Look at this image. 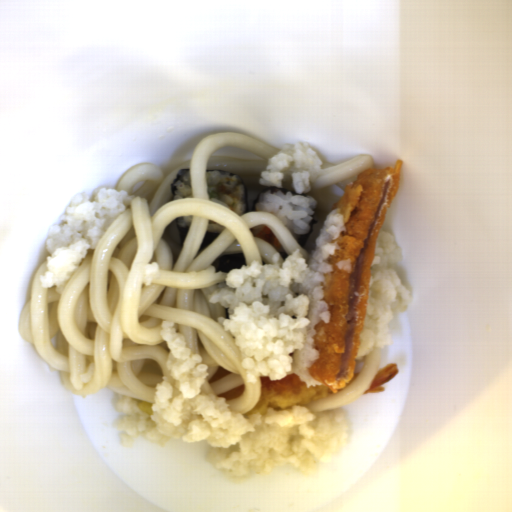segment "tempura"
<instances>
[{
	"label": "tempura",
	"mask_w": 512,
	"mask_h": 512,
	"mask_svg": "<svg viewBox=\"0 0 512 512\" xmlns=\"http://www.w3.org/2000/svg\"><path fill=\"white\" fill-rule=\"evenodd\" d=\"M359 372H353V378L343 388L334 393L327 385L305 386L297 375L289 374L282 379L271 380L268 375L259 377L261 390L253 409L242 416L265 415L270 409L292 410L293 406H307L326 397L338 394L347 388Z\"/></svg>",
	"instance_id": "1"
},
{
	"label": "tempura",
	"mask_w": 512,
	"mask_h": 512,
	"mask_svg": "<svg viewBox=\"0 0 512 512\" xmlns=\"http://www.w3.org/2000/svg\"><path fill=\"white\" fill-rule=\"evenodd\" d=\"M398 372L399 369L397 363L386 364L376 372L371 384L363 394L383 393L385 391L384 384L391 381Z\"/></svg>",
	"instance_id": "2"
},
{
	"label": "tempura",
	"mask_w": 512,
	"mask_h": 512,
	"mask_svg": "<svg viewBox=\"0 0 512 512\" xmlns=\"http://www.w3.org/2000/svg\"><path fill=\"white\" fill-rule=\"evenodd\" d=\"M244 391H245V387H244V384H243V385H240L237 388H234V389L229 390L227 392H224V393H221L219 395H216L215 397L225 398L227 400V403H228L231 400L237 398L238 396L244 394Z\"/></svg>",
	"instance_id": "3"
},
{
	"label": "tempura",
	"mask_w": 512,
	"mask_h": 512,
	"mask_svg": "<svg viewBox=\"0 0 512 512\" xmlns=\"http://www.w3.org/2000/svg\"><path fill=\"white\" fill-rule=\"evenodd\" d=\"M137 403H138L140 409H142L143 411H145L149 415L153 414L152 406H153L154 403H149V402H144V401H137Z\"/></svg>",
	"instance_id": "4"
}]
</instances>
